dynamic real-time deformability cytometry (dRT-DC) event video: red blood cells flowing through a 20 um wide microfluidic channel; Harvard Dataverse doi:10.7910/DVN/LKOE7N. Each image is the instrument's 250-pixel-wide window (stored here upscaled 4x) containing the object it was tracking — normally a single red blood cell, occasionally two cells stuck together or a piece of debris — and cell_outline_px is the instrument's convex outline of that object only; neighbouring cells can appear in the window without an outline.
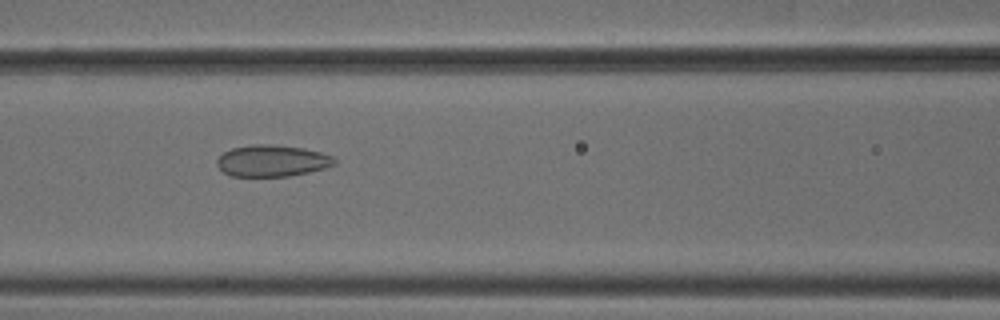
{"species": "common noctule bat (a hibernating species)", "species_latin": "Nyctalus noctula", "temperature_condition": "cold", "stored_images_in_passage": 34, "camera_frame_rate_fps": 3000, "um_per_image_px": 0.085, "animal": {"sex": "male", "body_mass_g": 18.8}, "frame": {"image": 1, "passage_image": 6, "time_ms": 1.667, "image_size_px": [1000, 320], "cell_outline_px": [[336, 164], [324, 168], [308, 172], [288, 176], [232, 176], [224, 172], [216, 164], [216, 160], [224, 152], [232, 148], [252, 144], [268, 144], [300, 148], [320, 152], [332, 156], [336, 160]], "centroid_in_image_um": [23.11, 13.67], "position_along_channel_um": 143.5, "area_um2": 21.39}}
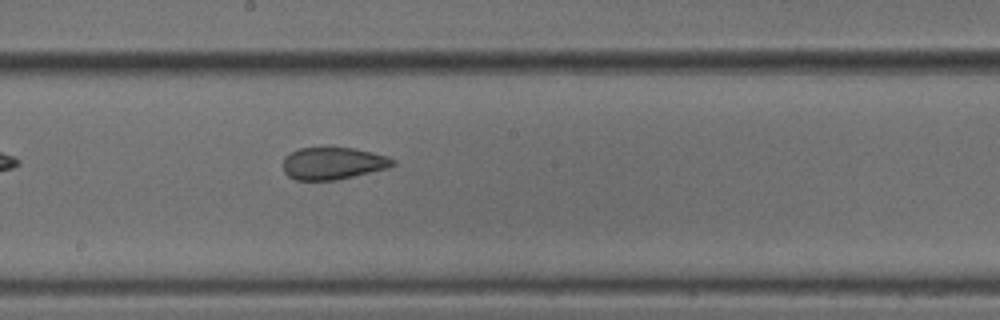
{"frame": {"image": 2, "passage_image": 12, "time_ms": 3.667, "image_size_px": [1000, 320], "cell_outline_px": [[396, 164], [388, 168], [336, 180], [296, 180], [288, 176], [284, 172], [284, 156], [300, 148], [352, 148], [372, 152], [388, 156], [396, 160]], "centroid_in_image_um": [28.33, 13.89], "position_along_channel_um": 219.9, "area_um2": 20.52}}
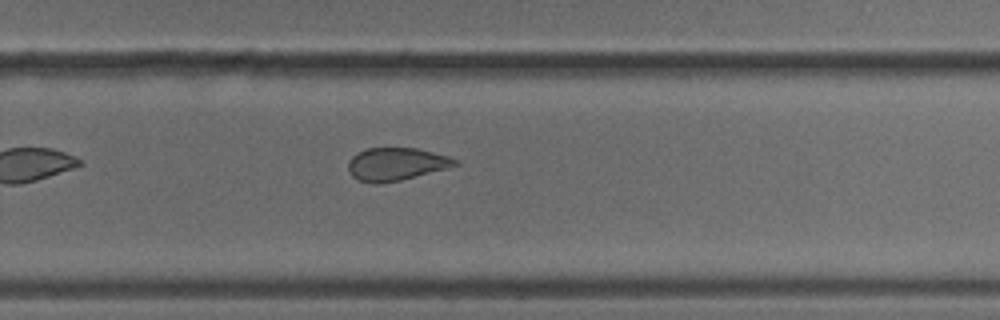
{"frame": {"image": 3, "passage_image": 18, "time_ms": 5.667, "image_size_px": [1000, 320], "cell_outline_px": [[460, 164], [448, 168], [400, 180], [376, 184], [372, 184], [356, 180], [352, 176], [348, 168], [348, 160], [352, 156], [368, 148], [416, 148], [448, 156], [456, 160]], "centroid_in_image_um": [33.65, 13.96], "position_along_channel_um": 296.2, "area_um2": 20.35}}